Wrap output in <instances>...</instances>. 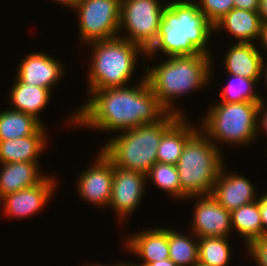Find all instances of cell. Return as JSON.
Masks as SVG:
<instances>
[{
    "instance_id": "cell-34",
    "label": "cell",
    "mask_w": 267,
    "mask_h": 266,
    "mask_svg": "<svg viewBox=\"0 0 267 266\" xmlns=\"http://www.w3.org/2000/svg\"><path fill=\"white\" fill-rule=\"evenodd\" d=\"M259 44L261 46L259 49H261V48H262V50L265 49V51L267 52V23H262V29H261V34H260V38H259Z\"/></svg>"
},
{
    "instance_id": "cell-28",
    "label": "cell",
    "mask_w": 267,
    "mask_h": 266,
    "mask_svg": "<svg viewBox=\"0 0 267 266\" xmlns=\"http://www.w3.org/2000/svg\"><path fill=\"white\" fill-rule=\"evenodd\" d=\"M146 180H152V184L166 194H170L177 200H182V189L180 187L179 175L176 165L156 162L146 174Z\"/></svg>"
},
{
    "instance_id": "cell-6",
    "label": "cell",
    "mask_w": 267,
    "mask_h": 266,
    "mask_svg": "<svg viewBox=\"0 0 267 266\" xmlns=\"http://www.w3.org/2000/svg\"><path fill=\"white\" fill-rule=\"evenodd\" d=\"M213 104L208 106L209 109L202 116V121L198 122V126L199 130L220 151H223L221 147L226 143L237 148L256 143V138H259L257 119L260 102L226 103L216 101Z\"/></svg>"
},
{
    "instance_id": "cell-36",
    "label": "cell",
    "mask_w": 267,
    "mask_h": 266,
    "mask_svg": "<svg viewBox=\"0 0 267 266\" xmlns=\"http://www.w3.org/2000/svg\"><path fill=\"white\" fill-rule=\"evenodd\" d=\"M146 266H177L170 258H167L165 260H158L153 263H149Z\"/></svg>"
},
{
    "instance_id": "cell-2",
    "label": "cell",
    "mask_w": 267,
    "mask_h": 266,
    "mask_svg": "<svg viewBox=\"0 0 267 266\" xmlns=\"http://www.w3.org/2000/svg\"><path fill=\"white\" fill-rule=\"evenodd\" d=\"M213 33V25L199 10L196 1L167 0L159 37L145 58L152 59L160 52L164 57L199 53L212 56L208 43Z\"/></svg>"
},
{
    "instance_id": "cell-7",
    "label": "cell",
    "mask_w": 267,
    "mask_h": 266,
    "mask_svg": "<svg viewBox=\"0 0 267 266\" xmlns=\"http://www.w3.org/2000/svg\"><path fill=\"white\" fill-rule=\"evenodd\" d=\"M222 153L200 130L186 142L176 164L182 200L212 194L214 183L225 163Z\"/></svg>"
},
{
    "instance_id": "cell-14",
    "label": "cell",
    "mask_w": 267,
    "mask_h": 266,
    "mask_svg": "<svg viewBox=\"0 0 267 266\" xmlns=\"http://www.w3.org/2000/svg\"><path fill=\"white\" fill-rule=\"evenodd\" d=\"M63 63L48 53L34 51L20 60L16 78L24 84L39 86L55 91L57 82L62 80Z\"/></svg>"
},
{
    "instance_id": "cell-1",
    "label": "cell",
    "mask_w": 267,
    "mask_h": 266,
    "mask_svg": "<svg viewBox=\"0 0 267 266\" xmlns=\"http://www.w3.org/2000/svg\"><path fill=\"white\" fill-rule=\"evenodd\" d=\"M139 81L134 86L91 91L87 95L88 101L71 111L67 126L90 127L116 135L144 124L159 122L168 111L159 103L145 76Z\"/></svg>"
},
{
    "instance_id": "cell-4",
    "label": "cell",
    "mask_w": 267,
    "mask_h": 266,
    "mask_svg": "<svg viewBox=\"0 0 267 266\" xmlns=\"http://www.w3.org/2000/svg\"><path fill=\"white\" fill-rule=\"evenodd\" d=\"M91 47V59L86 75L87 95L91 91L128 86L134 77L139 57L146 52L135 43L122 37L94 41L86 44Z\"/></svg>"
},
{
    "instance_id": "cell-32",
    "label": "cell",
    "mask_w": 267,
    "mask_h": 266,
    "mask_svg": "<svg viewBox=\"0 0 267 266\" xmlns=\"http://www.w3.org/2000/svg\"><path fill=\"white\" fill-rule=\"evenodd\" d=\"M260 216L263 227V237L267 236V191L259 195Z\"/></svg>"
},
{
    "instance_id": "cell-30",
    "label": "cell",
    "mask_w": 267,
    "mask_h": 266,
    "mask_svg": "<svg viewBox=\"0 0 267 266\" xmlns=\"http://www.w3.org/2000/svg\"><path fill=\"white\" fill-rule=\"evenodd\" d=\"M245 247L256 266H267V236L249 241Z\"/></svg>"
},
{
    "instance_id": "cell-13",
    "label": "cell",
    "mask_w": 267,
    "mask_h": 266,
    "mask_svg": "<svg viewBox=\"0 0 267 266\" xmlns=\"http://www.w3.org/2000/svg\"><path fill=\"white\" fill-rule=\"evenodd\" d=\"M189 199L196 200L190 232L198 238L203 237H230L232 234L231 212L221 206L210 195L191 196Z\"/></svg>"
},
{
    "instance_id": "cell-26",
    "label": "cell",
    "mask_w": 267,
    "mask_h": 266,
    "mask_svg": "<svg viewBox=\"0 0 267 266\" xmlns=\"http://www.w3.org/2000/svg\"><path fill=\"white\" fill-rule=\"evenodd\" d=\"M227 237L199 238V263L206 266H229L232 259V247Z\"/></svg>"
},
{
    "instance_id": "cell-23",
    "label": "cell",
    "mask_w": 267,
    "mask_h": 266,
    "mask_svg": "<svg viewBox=\"0 0 267 266\" xmlns=\"http://www.w3.org/2000/svg\"><path fill=\"white\" fill-rule=\"evenodd\" d=\"M233 232H238L244 240L249 241L263 237V227L260 216L259 198L257 201L245 204L231 212Z\"/></svg>"
},
{
    "instance_id": "cell-20",
    "label": "cell",
    "mask_w": 267,
    "mask_h": 266,
    "mask_svg": "<svg viewBox=\"0 0 267 266\" xmlns=\"http://www.w3.org/2000/svg\"><path fill=\"white\" fill-rule=\"evenodd\" d=\"M40 162L0 163V200L40 183L48 174L40 171Z\"/></svg>"
},
{
    "instance_id": "cell-29",
    "label": "cell",
    "mask_w": 267,
    "mask_h": 266,
    "mask_svg": "<svg viewBox=\"0 0 267 266\" xmlns=\"http://www.w3.org/2000/svg\"><path fill=\"white\" fill-rule=\"evenodd\" d=\"M197 2L199 10L213 26L234 8V0H197Z\"/></svg>"
},
{
    "instance_id": "cell-33",
    "label": "cell",
    "mask_w": 267,
    "mask_h": 266,
    "mask_svg": "<svg viewBox=\"0 0 267 266\" xmlns=\"http://www.w3.org/2000/svg\"><path fill=\"white\" fill-rule=\"evenodd\" d=\"M260 0H234V8L258 11Z\"/></svg>"
},
{
    "instance_id": "cell-15",
    "label": "cell",
    "mask_w": 267,
    "mask_h": 266,
    "mask_svg": "<svg viewBox=\"0 0 267 266\" xmlns=\"http://www.w3.org/2000/svg\"><path fill=\"white\" fill-rule=\"evenodd\" d=\"M226 163L222 165L214 183L212 196L229 212L257 201V190L251 181L236 171L227 172Z\"/></svg>"
},
{
    "instance_id": "cell-40",
    "label": "cell",
    "mask_w": 267,
    "mask_h": 266,
    "mask_svg": "<svg viewBox=\"0 0 267 266\" xmlns=\"http://www.w3.org/2000/svg\"><path fill=\"white\" fill-rule=\"evenodd\" d=\"M196 266H206V265H203V264L198 263Z\"/></svg>"
},
{
    "instance_id": "cell-37",
    "label": "cell",
    "mask_w": 267,
    "mask_h": 266,
    "mask_svg": "<svg viewBox=\"0 0 267 266\" xmlns=\"http://www.w3.org/2000/svg\"><path fill=\"white\" fill-rule=\"evenodd\" d=\"M53 2H57V4H60V6H66L67 9H73L75 5L78 3L79 0H51Z\"/></svg>"
},
{
    "instance_id": "cell-8",
    "label": "cell",
    "mask_w": 267,
    "mask_h": 266,
    "mask_svg": "<svg viewBox=\"0 0 267 266\" xmlns=\"http://www.w3.org/2000/svg\"><path fill=\"white\" fill-rule=\"evenodd\" d=\"M166 6L167 0H121L118 36L147 53L157 42Z\"/></svg>"
},
{
    "instance_id": "cell-27",
    "label": "cell",
    "mask_w": 267,
    "mask_h": 266,
    "mask_svg": "<svg viewBox=\"0 0 267 266\" xmlns=\"http://www.w3.org/2000/svg\"><path fill=\"white\" fill-rule=\"evenodd\" d=\"M229 81L220 91L219 102L240 103V102H261L260 93L255 92L257 82L242 76L228 74Z\"/></svg>"
},
{
    "instance_id": "cell-31",
    "label": "cell",
    "mask_w": 267,
    "mask_h": 266,
    "mask_svg": "<svg viewBox=\"0 0 267 266\" xmlns=\"http://www.w3.org/2000/svg\"><path fill=\"white\" fill-rule=\"evenodd\" d=\"M261 102L258 107V119H257V129L258 135L259 132L265 133L267 136V100H264L263 95H260ZM262 129V131H261ZM264 131V132H263ZM267 140V138H266Z\"/></svg>"
},
{
    "instance_id": "cell-16",
    "label": "cell",
    "mask_w": 267,
    "mask_h": 266,
    "mask_svg": "<svg viewBox=\"0 0 267 266\" xmlns=\"http://www.w3.org/2000/svg\"><path fill=\"white\" fill-rule=\"evenodd\" d=\"M128 237V238H127ZM124 240L125 248L141 263H131V266H146L149 263L169 258V229L166 227L142 229L130 233Z\"/></svg>"
},
{
    "instance_id": "cell-11",
    "label": "cell",
    "mask_w": 267,
    "mask_h": 266,
    "mask_svg": "<svg viewBox=\"0 0 267 266\" xmlns=\"http://www.w3.org/2000/svg\"><path fill=\"white\" fill-rule=\"evenodd\" d=\"M91 166L79 174L76 188L81 201L108 209L113 185V162L99 149Z\"/></svg>"
},
{
    "instance_id": "cell-18",
    "label": "cell",
    "mask_w": 267,
    "mask_h": 266,
    "mask_svg": "<svg viewBox=\"0 0 267 266\" xmlns=\"http://www.w3.org/2000/svg\"><path fill=\"white\" fill-rule=\"evenodd\" d=\"M48 128L42 125L33 135L0 141V163L39 162L48 150Z\"/></svg>"
},
{
    "instance_id": "cell-3",
    "label": "cell",
    "mask_w": 267,
    "mask_h": 266,
    "mask_svg": "<svg viewBox=\"0 0 267 266\" xmlns=\"http://www.w3.org/2000/svg\"><path fill=\"white\" fill-rule=\"evenodd\" d=\"M167 59V60H166ZM212 56L206 54L170 56L145 68V78L159 103L169 112L186 116L175 100L205 88L212 82Z\"/></svg>"
},
{
    "instance_id": "cell-19",
    "label": "cell",
    "mask_w": 267,
    "mask_h": 266,
    "mask_svg": "<svg viewBox=\"0 0 267 266\" xmlns=\"http://www.w3.org/2000/svg\"><path fill=\"white\" fill-rule=\"evenodd\" d=\"M214 33L228 31L237 43H257L260 38L262 21L258 11L233 8L225 14L214 26ZM253 40V41H252Z\"/></svg>"
},
{
    "instance_id": "cell-10",
    "label": "cell",
    "mask_w": 267,
    "mask_h": 266,
    "mask_svg": "<svg viewBox=\"0 0 267 266\" xmlns=\"http://www.w3.org/2000/svg\"><path fill=\"white\" fill-rule=\"evenodd\" d=\"M146 175L123 170L113 164V185L108 208L114 211L118 223L123 224L142 202L147 189Z\"/></svg>"
},
{
    "instance_id": "cell-35",
    "label": "cell",
    "mask_w": 267,
    "mask_h": 266,
    "mask_svg": "<svg viewBox=\"0 0 267 266\" xmlns=\"http://www.w3.org/2000/svg\"><path fill=\"white\" fill-rule=\"evenodd\" d=\"M258 13L260 15L262 23H267V0L259 1Z\"/></svg>"
},
{
    "instance_id": "cell-21",
    "label": "cell",
    "mask_w": 267,
    "mask_h": 266,
    "mask_svg": "<svg viewBox=\"0 0 267 266\" xmlns=\"http://www.w3.org/2000/svg\"><path fill=\"white\" fill-rule=\"evenodd\" d=\"M8 93L10 109L30 114L45 125L40 119V114L47 108L51 96V90L39 86L24 84L15 77Z\"/></svg>"
},
{
    "instance_id": "cell-22",
    "label": "cell",
    "mask_w": 267,
    "mask_h": 266,
    "mask_svg": "<svg viewBox=\"0 0 267 266\" xmlns=\"http://www.w3.org/2000/svg\"><path fill=\"white\" fill-rule=\"evenodd\" d=\"M186 116H181L163 135L157 151V162L176 165L186 142L199 130Z\"/></svg>"
},
{
    "instance_id": "cell-12",
    "label": "cell",
    "mask_w": 267,
    "mask_h": 266,
    "mask_svg": "<svg viewBox=\"0 0 267 266\" xmlns=\"http://www.w3.org/2000/svg\"><path fill=\"white\" fill-rule=\"evenodd\" d=\"M53 176L54 174H48L37 185L4 196L0 200L3 215L10 219H26L34 214L36 216L50 203L53 194L55 195L58 181Z\"/></svg>"
},
{
    "instance_id": "cell-17",
    "label": "cell",
    "mask_w": 267,
    "mask_h": 266,
    "mask_svg": "<svg viewBox=\"0 0 267 266\" xmlns=\"http://www.w3.org/2000/svg\"><path fill=\"white\" fill-rule=\"evenodd\" d=\"M232 43L223 57L224 72L254 79L257 83L261 80L264 56L258 45L254 43Z\"/></svg>"
},
{
    "instance_id": "cell-9",
    "label": "cell",
    "mask_w": 267,
    "mask_h": 266,
    "mask_svg": "<svg viewBox=\"0 0 267 266\" xmlns=\"http://www.w3.org/2000/svg\"><path fill=\"white\" fill-rule=\"evenodd\" d=\"M121 0H79L72 9L78 14L82 45L118 36Z\"/></svg>"
},
{
    "instance_id": "cell-38",
    "label": "cell",
    "mask_w": 267,
    "mask_h": 266,
    "mask_svg": "<svg viewBox=\"0 0 267 266\" xmlns=\"http://www.w3.org/2000/svg\"><path fill=\"white\" fill-rule=\"evenodd\" d=\"M123 262H124V263H123ZM126 262H127V261H122V262H120V263H118V262H117L116 264H114V263L111 264V263H110V264H108V265L105 264V263L102 264V263H97V262H95V263H91V264L88 263V264H85V265H86V266H131V262H129V263H128V262L126 263Z\"/></svg>"
},
{
    "instance_id": "cell-25",
    "label": "cell",
    "mask_w": 267,
    "mask_h": 266,
    "mask_svg": "<svg viewBox=\"0 0 267 266\" xmlns=\"http://www.w3.org/2000/svg\"><path fill=\"white\" fill-rule=\"evenodd\" d=\"M189 234L191 233L188 232L186 235L172 228L169 229V258L177 266H196L199 263V238L193 233L192 236Z\"/></svg>"
},
{
    "instance_id": "cell-24",
    "label": "cell",
    "mask_w": 267,
    "mask_h": 266,
    "mask_svg": "<svg viewBox=\"0 0 267 266\" xmlns=\"http://www.w3.org/2000/svg\"><path fill=\"white\" fill-rule=\"evenodd\" d=\"M42 125L30 114L6 108L0 111V141L33 135Z\"/></svg>"
},
{
    "instance_id": "cell-39",
    "label": "cell",
    "mask_w": 267,
    "mask_h": 266,
    "mask_svg": "<svg viewBox=\"0 0 267 266\" xmlns=\"http://www.w3.org/2000/svg\"><path fill=\"white\" fill-rule=\"evenodd\" d=\"M261 77H264V84H266L265 89L267 88V62L264 59L263 65H262V72H261Z\"/></svg>"
},
{
    "instance_id": "cell-5",
    "label": "cell",
    "mask_w": 267,
    "mask_h": 266,
    "mask_svg": "<svg viewBox=\"0 0 267 266\" xmlns=\"http://www.w3.org/2000/svg\"><path fill=\"white\" fill-rule=\"evenodd\" d=\"M180 117L178 114L168 112L159 122L117 133L116 136L107 139L106 144L100 149L114 166L146 175L157 162V151L162 135Z\"/></svg>"
}]
</instances>
